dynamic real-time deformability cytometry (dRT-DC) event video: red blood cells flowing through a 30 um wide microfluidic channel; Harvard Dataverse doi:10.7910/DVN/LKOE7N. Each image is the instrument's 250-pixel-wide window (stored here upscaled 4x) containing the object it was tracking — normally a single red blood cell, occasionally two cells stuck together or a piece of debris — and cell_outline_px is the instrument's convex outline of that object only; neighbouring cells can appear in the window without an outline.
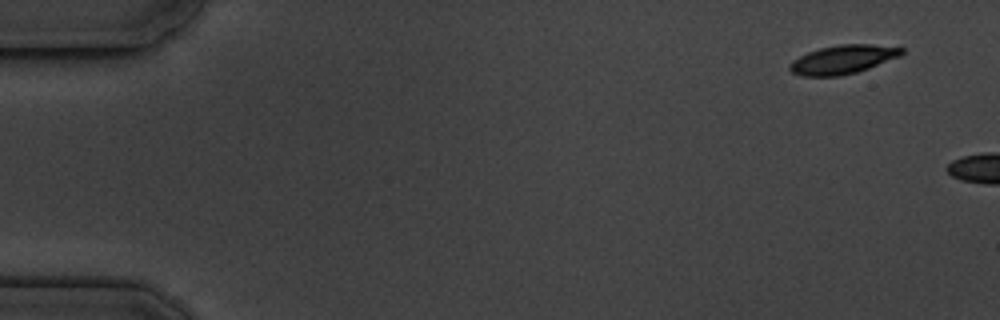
{"species": "common noctule bat (a hibernating species)", "species_latin": "Nyctalus noctula", "temperature_condition": "cold", "stored_images_in_passage": 3, "camera_frame_rate_fps": 3000, "um_per_image_px": 0.085, "animal": {"sex": "male", "body_mass_g": 19.5, "forearm_length_mm": 54.6}, "frame": {"image": 1, "passage_image": 1, "time_ms": 0.0, "image_size_px": [1000, 320], "cell_outline_px": [[904, 52], [900, 56], [868, 68], [856, 72], [840, 76], [800, 76], [792, 72], [788, 68], [788, 64], [792, 60], [808, 52], [820, 48], [840, 44], [872, 44], [904, 48]], "centroid_in_image_um": [71.61, 5.05], "position_along_channel_um": 13.4, "area_um2": 18.73}}